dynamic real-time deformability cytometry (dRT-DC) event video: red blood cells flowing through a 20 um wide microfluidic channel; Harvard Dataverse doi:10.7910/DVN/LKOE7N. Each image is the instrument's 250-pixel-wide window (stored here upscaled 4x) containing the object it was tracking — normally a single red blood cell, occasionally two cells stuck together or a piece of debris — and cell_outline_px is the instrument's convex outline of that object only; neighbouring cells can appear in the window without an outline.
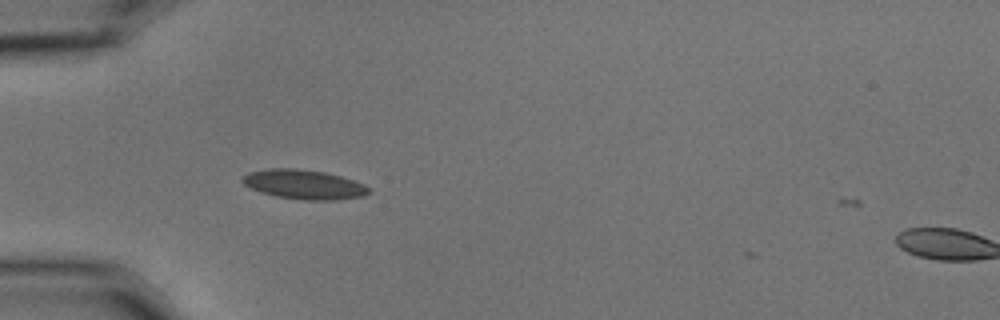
{"species": "common noctule bat (a hibernating species)", "species_latin": "Nyctalus noctula", "temperature_condition": "cold", "stored_images_in_passage": 3, "camera_frame_rate_fps": 3000, "um_per_image_px": 0.085, "animal": {"sex": "male", "body_mass_g": 15.6}, "frame": {"image": 1, "passage_image": 2, "time_ms": 0.333, "image_size_px": [1000, 320], "cell_outline_px": [[372, 192], [364, 196], [336, 200], [304, 200], [276, 196], [260, 192], [244, 184], [240, 180], [248, 172], [268, 168], [296, 168], [324, 172], [340, 176], [364, 184], [372, 188]], "centroid_in_image_um": [25.86, 15.68], "position_along_channel_um": 59.1, "area_um2": 21.79}}